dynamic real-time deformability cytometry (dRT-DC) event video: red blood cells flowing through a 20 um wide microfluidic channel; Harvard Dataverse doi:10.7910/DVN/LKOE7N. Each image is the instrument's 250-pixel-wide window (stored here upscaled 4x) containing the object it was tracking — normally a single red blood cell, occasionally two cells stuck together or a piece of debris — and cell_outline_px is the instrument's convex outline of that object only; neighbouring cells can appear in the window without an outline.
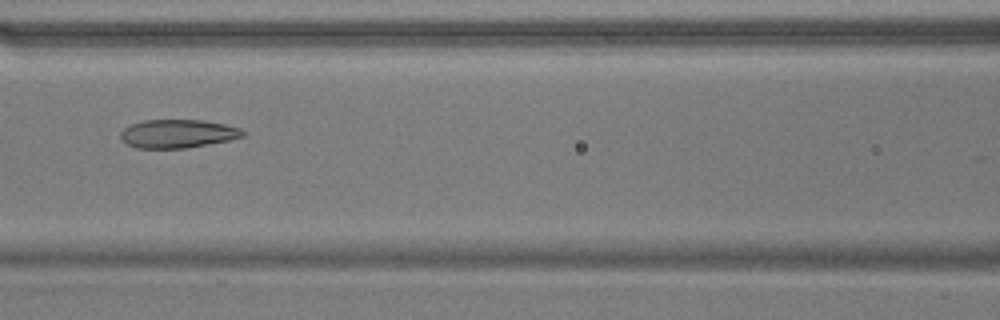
{"species": "common noctule bat (a hibernating species)", "species_latin": "Nyctalus noctula", "temperature_condition": "warm", "stored_images_in_passage": 40, "camera_frame_rate_fps": 3000, "um_per_image_px": 0.085, "animal": {"sex": "male", "body_mass_g": 17.9}, "frame": {"image": 1, "passage_image": 10, "time_ms": 3.0, "image_size_px": [1000, 320], "cell_outline_px": [[244, 136], [228, 140], [208, 144], [184, 148], [136, 148], [120, 140], [120, 132], [124, 128], [132, 124], [144, 120], [204, 120], [224, 124], [240, 128], [244, 132]], "centroid_in_image_um": [15.07, 11.36], "position_along_channel_um": 151.5, "area_um2": 20.17}}
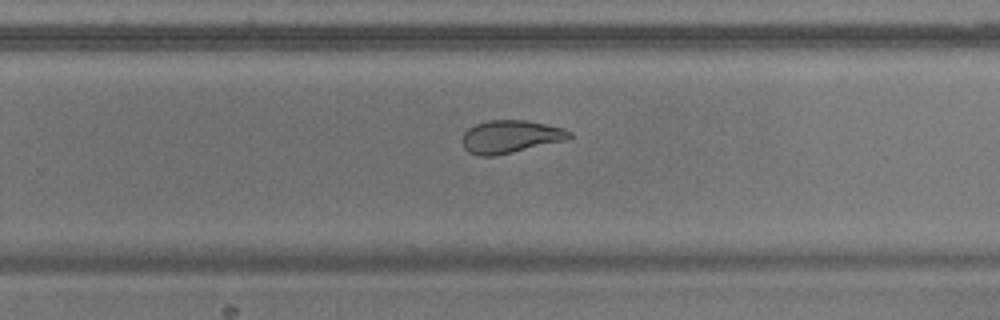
{"frame": {"image": 2, "passage_image": 21, "time_ms": 6.667, "image_size_px": [1000, 320], "cell_outline_px": [[572, 136], [568, 140], [496, 156], [480, 156], [468, 152], [464, 148], [460, 140], [464, 132], [468, 128], [476, 124], [488, 120], [528, 120], [564, 128], [572, 132]], "centroid_in_image_um": [43.39, 11.62], "position_along_channel_um": 286.4, "area_um2": 20.87}}
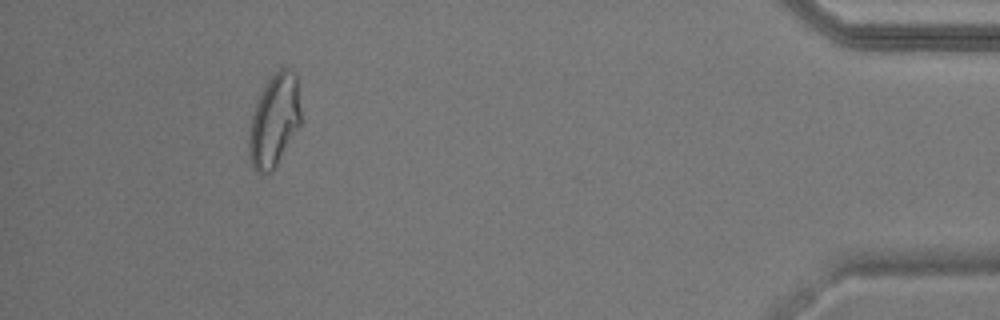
{"frame": {"image": 3, "passage_image": 36, "time_ms": 11.667, "image_size_px": [1000, 320], "cell_outline_px": [[300, 128], [272, 172], [256, 172], [252, 168], [248, 156], [248, 136], [252, 116], [256, 104], [272, 72], [280, 68], [288, 68], [296, 72], [300, 108]], "centroid_in_image_um": [23.32, 10.26], "position_along_channel_um": 411.9, "area_um2": 28.21}, "authors_computed_cell_mechanics": {"area_um2": 22.0507, "velocity_mm_per_s": 3.691, "shape_relaxation_time_tau1_ms": null, "shape_relaxation_time_tau2_ms": 1.9364, "deformation_change_tau1": null, "deformation_change_tau2": 0.0893}}